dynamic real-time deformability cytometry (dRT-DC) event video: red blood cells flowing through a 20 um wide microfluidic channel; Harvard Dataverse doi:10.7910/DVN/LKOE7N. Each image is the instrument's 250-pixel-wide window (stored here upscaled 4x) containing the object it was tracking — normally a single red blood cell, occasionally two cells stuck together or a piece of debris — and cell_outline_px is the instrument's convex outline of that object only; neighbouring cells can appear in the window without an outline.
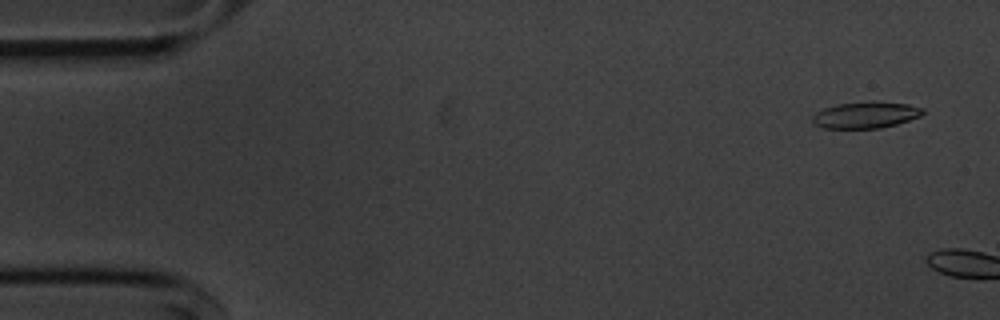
{"species": "common noctule bat (a hibernating species)", "species_latin": "Nyctalus noctula", "temperature_condition": "cold", "stored_images_in_passage": 5, "camera_frame_rate_fps": 3000, "um_per_image_px": 0.085, "animal": {"sex": "male", "body_mass_g": 20.1, "forearm_length_mm": 53.5}, "frame": {"image": 1, "passage_image": 3, "time_ms": 0.667, "image_size_px": [1000, 320], "cell_outline_px": [[924, 112], [920, 116], [896, 124], [880, 128], [824, 128], [812, 124], [812, 116], [816, 112], [824, 108], [836, 104], [872, 100], [908, 104], [924, 108]], "centroid_in_image_um": [73.56, 9.75], "position_along_channel_um": 11.4, "area_um2": 17.22}}